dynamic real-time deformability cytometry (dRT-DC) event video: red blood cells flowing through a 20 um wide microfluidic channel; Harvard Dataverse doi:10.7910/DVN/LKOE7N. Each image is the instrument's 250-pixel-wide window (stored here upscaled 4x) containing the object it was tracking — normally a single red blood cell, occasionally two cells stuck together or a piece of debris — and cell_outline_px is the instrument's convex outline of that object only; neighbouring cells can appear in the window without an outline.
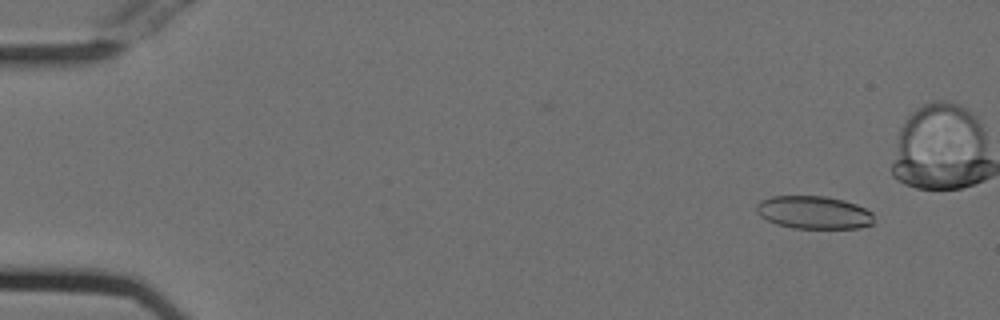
{"species": "Egyptian fruit bat (a non-hibernating species)", "species_latin": "Rousettus aegyptiacus", "temperature_condition": "cold", "stored_images_in_passage": 35, "camera_frame_rate_fps": 3000, "um_per_image_px": 0.085, "animal": {"sex": "female"}, "frame": {"image": 1, "passage_image": 5, "time_ms": 1.333, "image_size_px": [1000, 320], "cell_outline_px": [[872, 224], [860, 228], [792, 228], [776, 224], [760, 216], [756, 212], [756, 204], [760, 200], [772, 196], [824, 196], [844, 200], [856, 204], [872, 212]], "centroid_in_image_um": [69.14, 18.05], "position_along_channel_um": 15.9, "area_um2": 22.54}}
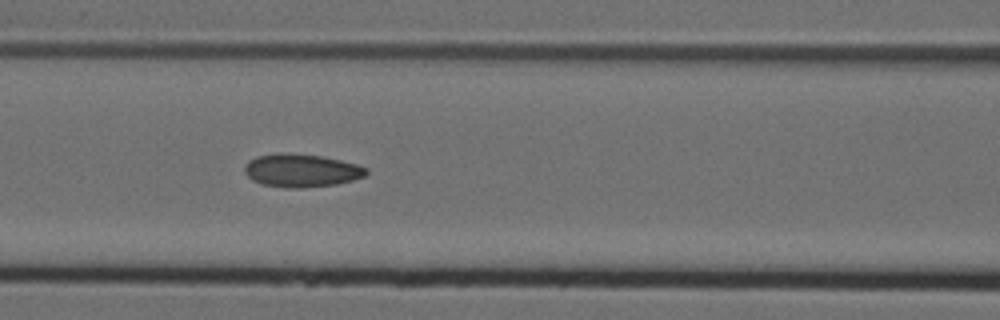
{"frame": {"image": 2, "passage_image": 24, "time_ms": 7.667, "image_size_px": [1000, 320], "cell_outline_px": [[368, 172], [364, 176], [352, 180], [336, 184], [300, 188], [284, 188], [260, 184], [252, 180], [244, 172], [244, 164], [248, 160], [256, 156], [280, 152], [324, 156], [356, 164], [368, 168]], "centroid_in_image_um": [25.57, 14.49], "position_along_channel_um": 141.0, "area_um2": 23.7}}
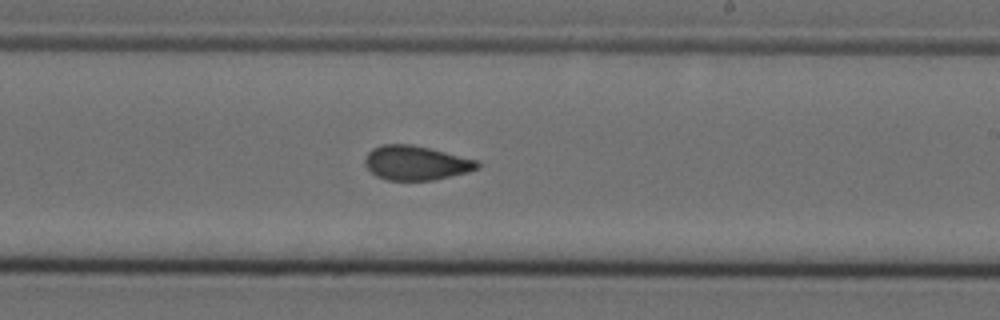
{"frame": {"image": 3, "passage_image": 33, "time_ms": 10.667, "image_size_px": [1000, 320], "cell_outline_px": [[480, 168], [468, 172], [432, 180], [388, 180], [376, 176], [364, 164], [364, 160], [368, 152], [372, 148], [380, 144], [412, 144], [480, 160]], "centroid_in_image_um": [35.37, 13.84], "position_along_channel_um": 253.6, "area_um2": 22.66}}